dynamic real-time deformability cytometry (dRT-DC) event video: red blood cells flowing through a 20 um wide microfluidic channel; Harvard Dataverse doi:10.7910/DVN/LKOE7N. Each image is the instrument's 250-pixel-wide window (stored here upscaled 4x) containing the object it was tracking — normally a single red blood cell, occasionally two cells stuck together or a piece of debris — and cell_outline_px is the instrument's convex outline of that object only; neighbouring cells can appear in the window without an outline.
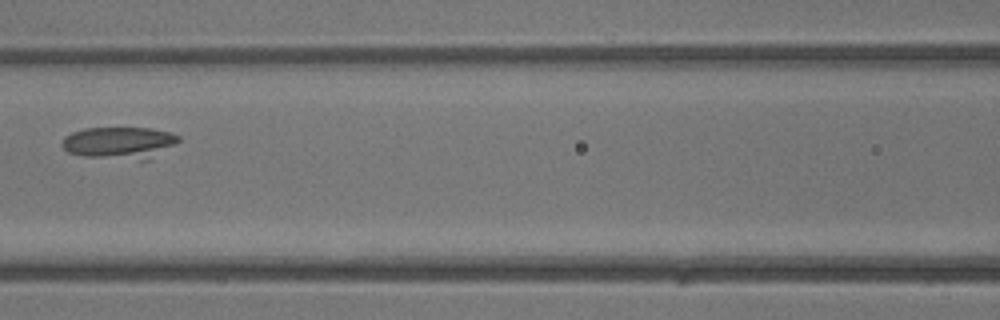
{"species": "common noctule bat (a hibernating species)", "species_latin": "Nyctalus noctula", "temperature_condition": "warm", "stored_images_in_passage": 4, "camera_frame_rate_fps": 3000, "um_per_image_px": 0.085, "animal": {"sex": "male", "body_mass_g": 13.3}, "frame": {"image": 1, "passage_image": 4, "time_ms": 3.667, "image_size_px": [1000, 320], "cell_outline_px": [[180, 140], [148, 160], [140, 160], [84, 156], [68, 152], [60, 144], [64, 136], [72, 132], [84, 128], [152, 128], [172, 132], [180, 136]], "centroid_in_image_um": [10.14, 12.12], "position_along_channel_um": 156.5, "area_um2": 21.73}}